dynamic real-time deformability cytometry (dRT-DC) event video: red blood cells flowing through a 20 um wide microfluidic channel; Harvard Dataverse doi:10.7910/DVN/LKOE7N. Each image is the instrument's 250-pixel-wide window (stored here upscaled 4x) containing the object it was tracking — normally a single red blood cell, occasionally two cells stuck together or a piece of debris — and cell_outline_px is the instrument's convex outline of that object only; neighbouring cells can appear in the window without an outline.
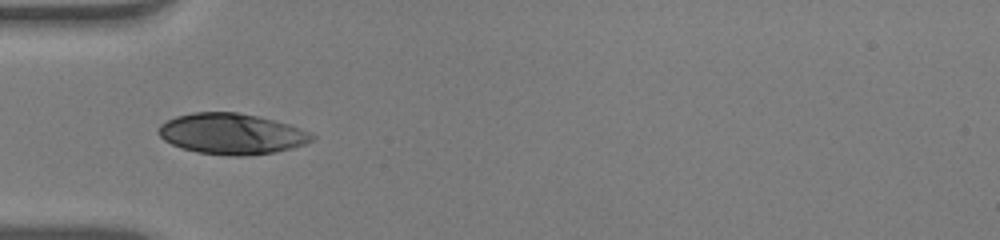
{"species": "human", "species_latin": "Homo sapiens", "temperature_condition": "warm", "stored_images_in_passage": 36, "camera_frame_rate_fps": 3000, "um_per_image_px": 0.085, "donor": {"sex": "male"}, "frame": {"image": 1, "passage_image": 1, "time_ms": 0.0, "image_size_px": [1000, 240], "cell_outline_px": [[316, 136], [312, 140], [304, 144], [292, 148], [276, 152], [244, 156], [228, 156], [196, 152], [180, 148], [164, 140], [156, 132], [160, 124], [176, 116], [192, 112], [236, 112], [256, 116], [292, 124], [312, 132]], "centroid_in_image_um": [19.7, 11.38], "position_along_channel_um": 65.3, "area_um2": 36.88}}
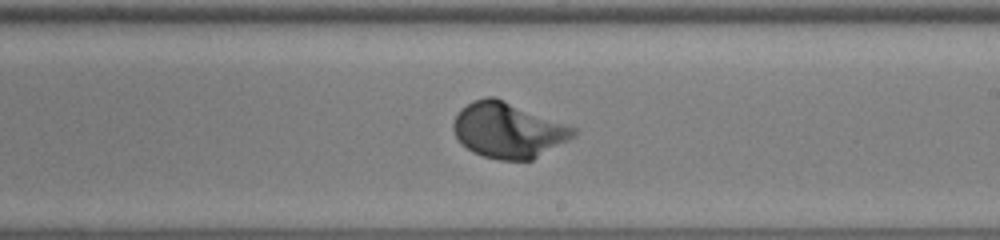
{"frame": {"image": 2, "passage_image": 15, "time_ms": 4.667, "image_size_px": [1000, 240], "cell_outline_px": [[576, 132], [568, 140], [532, 160], [500, 160], [484, 156], [472, 152], [460, 144], [452, 128], [452, 124], [460, 108], [472, 100], [484, 96], [496, 96], [576, 128]], "centroid_in_image_um": [43.14, 11.05], "position_along_channel_um": 245.9, "area_um2": 38.9}}
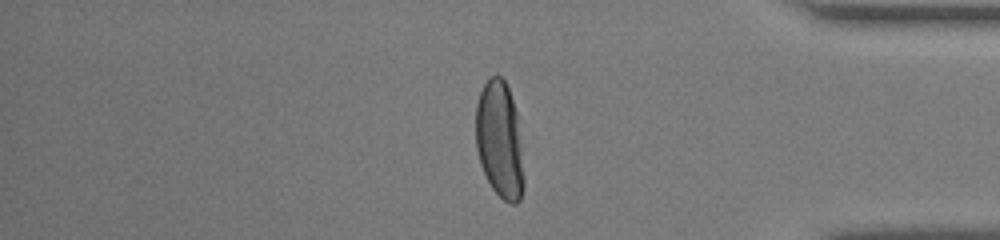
{"frame": {"image": 3, "passage_image": 28, "time_ms": 9.0, "image_size_px": [1000, 240], "cell_outline_px": [[524, 184], [520, 200], [516, 204], [512, 204], [504, 200], [492, 188], [480, 164], [476, 148], [476, 104], [480, 92], [488, 76], [500, 76], [504, 80], [508, 88], [516, 112], [524, 176]], "centroid_in_image_um": [42.45, 11.9], "position_along_channel_um": 392.7, "area_um2": 32.48}, "authors_computed_cell_mechanics": {"area_um2": 38.2925, "velocity_mm_per_s": 3.8913, "shape_relaxation_time_tau1_ms": 2.1323, "shape_relaxation_time_tau2_ms": null, "deformation_change_tau1": 0.1795, "deformation_change_tau2": null}}